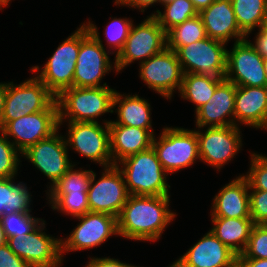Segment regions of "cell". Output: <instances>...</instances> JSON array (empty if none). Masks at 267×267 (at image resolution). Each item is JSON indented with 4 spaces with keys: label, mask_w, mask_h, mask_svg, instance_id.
Returning a JSON list of instances; mask_svg holds the SVG:
<instances>
[{
    "label": "cell",
    "mask_w": 267,
    "mask_h": 267,
    "mask_svg": "<svg viewBox=\"0 0 267 267\" xmlns=\"http://www.w3.org/2000/svg\"><path fill=\"white\" fill-rule=\"evenodd\" d=\"M169 201V196L129 195L117 218L118 236L136 241L158 240L176 215L169 210Z\"/></svg>",
    "instance_id": "1"
},
{
    "label": "cell",
    "mask_w": 267,
    "mask_h": 267,
    "mask_svg": "<svg viewBox=\"0 0 267 267\" xmlns=\"http://www.w3.org/2000/svg\"><path fill=\"white\" fill-rule=\"evenodd\" d=\"M115 91L106 83L101 87L65 89L56 97L59 126L64 119L69 122H98L97 117L107 112L113 113Z\"/></svg>",
    "instance_id": "2"
},
{
    "label": "cell",
    "mask_w": 267,
    "mask_h": 267,
    "mask_svg": "<svg viewBox=\"0 0 267 267\" xmlns=\"http://www.w3.org/2000/svg\"><path fill=\"white\" fill-rule=\"evenodd\" d=\"M116 165L121 168L129 195L170 196V185L166 180L168 173L153 147L131 155Z\"/></svg>",
    "instance_id": "3"
},
{
    "label": "cell",
    "mask_w": 267,
    "mask_h": 267,
    "mask_svg": "<svg viewBox=\"0 0 267 267\" xmlns=\"http://www.w3.org/2000/svg\"><path fill=\"white\" fill-rule=\"evenodd\" d=\"M98 28L92 22L80 26V50L78 53L73 87H101L100 82L112 67L110 57L102 44Z\"/></svg>",
    "instance_id": "4"
},
{
    "label": "cell",
    "mask_w": 267,
    "mask_h": 267,
    "mask_svg": "<svg viewBox=\"0 0 267 267\" xmlns=\"http://www.w3.org/2000/svg\"><path fill=\"white\" fill-rule=\"evenodd\" d=\"M44 110H58V105L56 97L37 76L18 85L6 83L1 130L9 121Z\"/></svg>",
    "instance_id": "5"
},
{
    "label": "cell",
    "mask_w": 267,
    "mask_h": 267,
    "mask_svg": "<svg viewBox=\"0 0 267 267\" xmlns=\"http://www.w3.org/2000/svg\"><path fill=\"white\" fill-rule=\"evenodd\" d=\"M152 147L163 169L170 174L200 160L196 130L164 127L158 141L154 136Z\"/></svg>",
    "instance_id": "6"
},
{
    "label": "cell",
    "mask_w": 267,
    "mask_h": 267,
    "mask_svg": "<svg viewBox=\"0 0 267 267\" xmlns=\"http://www.w3.org/2000/svg\"><path fill=\"white\" fill-rule=\"evenodd\" d=\"M167 47V32L153 16H148L141 24L132 25L123 49L115 56L116 72L133 61H146ZM142 60V61H141Z\"/></svg>",
    "instance_id": "7"
},
{
    "label": "cell",
    "mask_w": 267,
    "mask_h": 267,
    "mask_svg": "<svg viewBox=\"0 0 267 267\" xmlns=\"http://www.w3.org/2000/svg\"><path fill=\"white\" fill-rule=\"evenodd\" d=\"M225 44L222 41L206 37L179 47L175 53L183 73L225 77L227 70Z\"/></svg>",
    "instance_id": "8"
},
{
    "label": "cell",
    "mask_w": 267,
    "mask_h": 267,
    "mask_svg": "<svg viewBox=\"0 0 267 267\" xmlns=\"http://www.w3.org/2000/svg\"><path fill=\"white\" fill-rule=\"evenodd\" d=\"M79 50L80 28L58 46L41 71H39V66L31 68V71L38 74L37 77L55 97L65 89L73 87V76Z\"/></svg>",
    "instance_id": "9"
},
{
    "label": "cell",
    "mask_w": 267,
    "mask_h": 267,
    "mask_svg": "<svg viewBox=\"0 0 267 267\" xmlns=\"http://www.w3.org/2000/svg\"><path fill=\"white\" fill-rule=\"evenodd\" d=\"M45 221L30 234L8 238L6 244L30 267H60L62 263L61 239L43 232Z\"/></svg>",
    "instance_id": "10"
},
{
    "label": "cell",
    "mask_w": 267,
    "mask_h": 267,
    "mask_svg": "<svg viewBox=\"0 0 267 267\" xmlns=\"http://www.w3.org/2000/svg\"><path fill=\"white\" fill-rule=\"evenodd\" d=\"M110 122L104 121L103 126L99 122H68L67 146L103 167L112 166Z\"/></svg>",
    "instance_id": "11"
},
{
    "label": "cell",
    "mask_w": 267,
    "mask_h": 267,
    "mask_svg": "<svg viewBox=\"0 0 267 267\" xmlns=\"http://www.w3.org/2000/svg\"><path fill=\"white\" fill-rule=\"evenodd\" d=\"M96 173L88 188V204L90 212L106 213L118 218L128 199L123 174L117 165L104 167V172L98 181H94Z\"/></svg>",
    "instance_id": "12"
},
{
    "label": "cell",
    "mask_w": 267,
    "mask_h": 267,
    "mask_svg": "<svg viewBox=\"0 0 267 267\" xmlns=\"http://www.w3.org/2000/svg\"><path fill=\"white\" fill-rule=\"evenodd\" d=\"M140 78L148 88L171 99L173 91L181 88L183 71L175 51L166 47L161 52L140 63Z\"/></svg>",
    "instance_id": "13"
},
{
    "label": "cell",
    "mask_w": 267,
    "mask_h": 267,
    "mask_svg": "<svg viewBox=\"0 0 267 267\" xmlns=\"http://www.w3.org/2000/svg\"><path fill=\"white\" fill-rule=\"evenodd\" d=\"M263 60L249 40L235 41L233 48L227 50L225 79L236 86L265 87L267 77Z\"/></svg>",
    "instance_id": "14"
},
{
    "label": "cell",
    "mask_w": 267,
    "mask_h": 267,
    "mask_svg": "<svg viewBox=\"0 0 267 267\" xmlns=\"http://www.w3.org/2000/svg\"><path fill=\"white\" fill-rule=\"evenodd\" d=\"M80 223L65 240L61 239V254L65 251L90 249L118 234L117 217L106 213L87 212L76 217Z\"/></svg>",
    "instance_id": "15"
},
{
    "label": "cell",
    "mask_w": 267,
    "mask_h": 267,
    "mask_svg": "<svg viewBox=\"0 0 267 267\" xmlns=\"http://www.w3.org/2000/svg\"><path fill=\"white\" fill-rule=\"evenodd\" d=\"M196 131L200 160L218 170L238 153L242 147L239 127H207Z\"/></svg>",
    "instance_id": "16"
},
{
    "label": "cell",
    "mask_w": 267,
    "mask_h": 267,
    "mask_svg": "<svg viewBox=\"0 0 267 267\" xmlns=\"http://www.w3.org/2000/svg\"><path fill=\"white\" fill-rule=\"evenodd\" d=\"M59 128L58 110H44L9 121L1 131L7 138L13 137L12 143L21 154Z\"/></svg>",
    "instance_id": "17"
},
{
    "label": "cell",
    "mask_w": 267,
    "mask_h": 267,
    "mask_svg": "<svg viewBox=\"0 0 267 267\" xmlns=\"http://www.w3.org/2000/svg\"><path fill=\"white\" fill-rule=\"evenodd\" d=\"M56 131L51 136L28 147L21 156L26 157L39 169L53 186L73 166L68 159V146L65 138Z\"/></svg>",
    "instance_id": "18"
},
{
    "label": "cell",
    "mask_w": 267,
    "mask_h": 267,
    "mask_svg": "<svg viewBox=\"0 0 267 267\" xmlns=\"http://www.w3.org/2000/svg\"><path fill=\"white\" fill-rule=\"evenodd\" d=\"M237 257L209 231L170 267H237Z\"/></svg>",
    "instance_id": "19"
},
{
    "label": "cell",
    "mask_w": 267,
    "mask_h": 267,
    "mask_svg": "<svg viewBox=\"0 0 267 267\" xmlns=\"http://www.w3.org/2000/svg\"><path fill=\"white\" fill-rule=\"evenodd\" d=\"M236 85L224 79L208 102L196 111V126L227 127L234 125ZM231 117L232 119H227Z\"/></svg>",
    "instance_id": "20"
},
{
    "label": "cell",
    "mask_w": 267,
    "mask_h": 267,
    "mask_svg": "<svg viewBox=\"0 0 267 267\" xmlns=\"http://www.w3.org/2000/svg\"><path fill=\"white\" fill-rule=\"evenodd\" d=\"M205 27L207 37L227 44L229 39L236 42L246 39L239 28L231 0H215L209 7L198 13Z\"/></svg>",
    "instance_id": "21"
},
{
    "label": "cell",
    "mask_w": 267,
    "mask_h": 267,
    "mask_svg": "<svg viewBox=\"0 0 267 267\" xmlns=\"http://www.w3.org/2000/svg\"><path fill=\"white\" fill-rule=\"evenodd\" d=\"M238 122L267 130V86H236L234 125L237 127Z\"/></svg>",
    "instance_id": "22"
},
{
    "label": "cell",
    "mask_w": 267,
    "mask_h": 267,
    "mask_svg": "<svg viewBox=\"0 0 267 267\" xmlns=\"http://www.w3.org/2000/svg\"><path fill=\"white\" fill-rule=\"evenodd\" d=\"M249 183L240 175L214 196L211 217L251 218Z\"/></svg>",
    "instance_id": "23"
},
{
    "label": "cell",
    "mask_w": 267,
    "mask_h": 267,
    "mask_svg": "<svg viewBox=\"0 0 267 267\" xmlns=\"http://www.w3.org/2000/svg\"><path fill=\"white\" fill-rule=\"evenodd\" d=\"M108 126L113 165L152 147L153 129H142L119 124H108Z\"/></svg>",
    "instance_id": "24"
},
{
    "label": "cell",
    "mask_w": 267,
    "mask_h": 267,
    "mask_svg": "<svg viewBox=\"0 0 267 267\" xmlns=\"http://www.w3.org/2000/svg\"><path fill=\"white\" fill-rule=\"evenodd\" d=\"M124 96V97H123ZM119 104V105H118ZM118 105V120L109 124H119L124 126L137 127L142 129H152L151 109L147 100L135 95H122L115 91L113 97V109Z\"/></svg>",
    "instance_id": "25"
},
{
    "label": "cell",
    "mask_w": 267,
    "mask_h": 267,
    "mask_svg": "<svg viewBox=\"0 0 267 267\" xmlns=\"http://www.w3.org/2000/svg\"><path fill=\"white\" fill-rule=\"evenodd\" d=\"M210 230L223 244L237 255L247 246L254 222L252 218L212 217Z\"/></svg>",
    "instance_id": "26"
},
{
    "label": "cell",
    "mask_w": 267,
    "mask_h": 267,
    "mask_svg": "<svg viewBox=\"0 0 267 267\" xmlns=\"http://www.w3.org/2000/svg\"><path fill=\"white\" fill-rule=\"evenodd\" d=\"M225 77H213L194 73L183 74L179 93L181 98L196 105L195 112L213 96L216 87Z\"/></svg>",
    "instance_id": "27"
},
{
    "label": "cell",
    "mask_w": 267,
    "mask_h": 267,
    "mask_svg": "<svg viewBox=\"0 0 267 267\" xmlns=\"http://www.w3.org/2000/svg\"><path fill=\"white\" fill-rule=\"evenodd\" d=\"M12 178H0V217L14 212H31V195L22 182L14 183Z\"/></svg>",
    "instance_id": "28"
},
{
    "label": "cell",
    "mask_w": 267,
    "mask_h": 267,
    "mask_svg": "<svg viewBox=\"0 0 267 267\" xmlns=\"http://www.w3.org/2000/svg\"><path fill=\"white\" fill-rule=\"evenodd\" d=\"M239 28L247 35L261 28L267 11V0H231Z\"/></svg>",
    "instance_id": "29"
},
{
    "label": "cell",
    "mask_w": 267,
    "mask_h": 267,
    "mask_svg": "<svg viewBox=\"0 0 267 267\" xmlns=\"http://www.w3.org/2000/svg\"><path fill=\"white\" fill-rule=\"evenodd\" d=\"M206 31L200 15L187 19L167 32V47L176 51L179 47L206 38Z\"/></svg>",
    "instance_id": "30"
},
{
    "label": "cell",
    "mask_w": 267,
    "mask_h": 267,
    "mask_svg": "<svg viewBox=\"0 0 267 267\" xmlns=\"http://www.w3.org/2000/svg\"><path fill=\"white\" fill-rule=\"evenodd\" d=\"M162 5L165 7L164 13L157 9L156 14L154 13L151 16L158 21L166 32L187 19L198 15L191 0H173Z\"/></svg>",
    "instance_id": "31"
},
{
    "label": "cell",
    "mask_w": 267,
    "mask_h": 267,
    "mask_svg": "<svg viewBox=\"0 0 267 267\" xmlns=\"http://www.w3.org/2000/svg\"><path fill=\"white\" fill-rule=\"evenodd\" d=\"M75 164L53 186L48 195L88 194L92 170H74Z\"/></svg>",
    "instance_id": "32"
},
{
    "label": "cell",
    "mask_w": 267,
    "mask_h": 267,
    "mask_svg": "<svg viewBox=\"0 0 267 267\" xmlns=\"http://www.w3.org/2000/svg\"><path fill=\"white\" fill-rule=\"evenodd\" d=\"M42 221L44 220L32 217L30 212H14L0 217V222L4 229L6 239L18 235L21 236V234H30L42 223Z\"/></svg>",
    "instance_id": "33"
},
{
    "label": "cell",
    "mask_w": 267,
    "mask_h": 267,
    "mask_svg": "<svg viewBox=\"0 0 267 267\" xmlns=\"http://www.w3.org/2000/svg\"><path fill=\"white\" fill-rule=\"evenodd\" d=\"M48 197L52 209L61 211L65 215L79 217L90 212L88 194L48 195Z\"/></svg>",
    "instance_id": "34"
},
{
    "label": "cell",
    "mask_w": 267,
    "mask_h": 267,
    "mask_svg": "<svg viewBox=\"0 0 267 267\" xmlns=\"http://www.w3.org/2000/svg\"><path fill=\"white\" fill-rule=\"evenodd\" d=\"M9 139L0 131V178L15 177L20 163V151Z\"/></svg>",
    "instance_id": "35"
},
{
    "label": "cell",
    "mask_w": 267,
    "mask_h": 267,
    "mask_svg": "<svg viewBox=\"0 0 267 267\" xmlns=\"http://www.w3.org/2000/svg\"><path fill=\"white\" fill-rule=\"evenodd\" d=\"M237 258L267 259V224H254L244 251Z\"/></svg>",
    "instance_id": "36"
},
{
    "label": "cell",
    "mask_w": 267,
    "mask_h": 267,
    "mask_svg": "<svg viewBox=\"0 0 267 267\" xmlns=\"http://www.w3.org/2000/svg\"><path fill=\"white\" fill-rule=\"evenodd\" d=\"M132 25L133 22L126 17L123 19L114 18L107 25L104 35H106L108 46L117 50L116 55L123 49Z\"/></svg>",
    "instance_id": "37"
},
{
    "label": "cell",
    "mask_w": 267,
    "mask_h": 267,
    "mask_svg": "<svg viewBox=\"0 0 267 267\" xmlns=\"http://www.w3.org/2000/svg\"><path fill=\"white\" fill-rule=\"evenodd\" d=\"M251 167L244 175L249 183V190L267 191V157L262 154L251 155Z\"/></svg>",
    "instance_id": "38"
},
{
    "label": "cell",
    "mask_w": 267,
    "mask_h": 267,
    "mask_svg": "<svg viewBox=\"0 0 267 267\" xmlns=\"http://www.w3.org/2000/svg\"><path fill=\"white\" fill-rule=\"evenodd\" d=\"M250 215L254 224H267V191L251 190Z\"/></svg>",
    "instance_id": "39"
},
{
    "label": "cell",
    "mask_w": 267,
    "mask_h": 267,
    "mask_svg": "<svg viewBox=\"0 0 267 267\" xmlns=\"http://www.w3.org/2000/svg\"><path fill=\"white\" fill-rule=\"evenodd\" d=\"M0 267H30L7 244L0 246Z\"/></svg>",
    "instance_id": "40"
},
{
    "label": "cell",
    "mask_w": 267,
    "mask_h": 267,
    "mask_svg": "<svg viewBox=\"0 0 267 267\" xmlns=\"http://www.w3.org/2000/svg\"><path fill=\"white\" fill-rule=\"evenodd\" d=\"M85 267H137L131 264L120 262V260L110 257L103 258H91L89 263Z\"/></svg>",
    "instance_id": "41"
},
{
    "label": "cell",
    "mask_w": 267,
    "mask_h": 267,
    "mask_svg": "<svg viewBox=\"0 0 267 267\" xmlns=\"http://www.w3.org/2000/svg\"><path fill=\"white\" fill-rule=\"evenodd\" d=\"M254 49L263 57H267V32L258 29V33L256 34L255 44L250 42Z\"/></svg>",
    "instance_id": "42"
},
{
    "label": "cell",
    "mask_w": 267,
    "mask_h": 267,
    "mask_svg": "<svg viewBox=\"0 0 267 267\" xmlns=\"http://www.w3.org/2000/svg\"><path fill=\"white\" fill-rule=\"evenodd\" d=\"M154 3H160L161 0H115L116 5H127L129 7L138 8L141 10V12H144V10L149 7L150 5H153Z\"/></svg>",
    "instance_id": "43"
},
{
    "label": "cell",
    "mask_w": 267,
    "mask_h": 267,
    "mask_svg": "<svg viewBox=\"0 0 267 267\" xmlns=\"http://www.w3.org/2000/svg\"><path fill=\"white\" fill-rule=\"evenodd\" d=\"M237 267H267V259L237 258Z\"/></svg>",
    "instance_id": "44"
},
{
    "label": "cell",
    "mask_w": 267,
    "mask_h": 267,
    "mask_svg": "<svg viewBox=\"0 0 267 267\" xmlns=\"http://www.w3.org/2000/svg\"><path fill=\"white\" fill-rule=\"evenodd\" d=\"M194 8L199 13L201 10L209 7L215 0H191Z\"/></svg>",
    "instance_id": "45"
},
{
    "label": "cell",
    "mask_w": 267,
    "mask_h": 267,
    "mask_svg": "<svg viewBox=\"0 0 267 267\" xmlns=\"http://www.w3.org/2000/svg\"><path fill=\"white\" fill-rule=\"evenodd\" d=\"M6 97V83H0V131H1V118Z\"/></svg>",
    "instance_id": "46"
},
{
    "label": "cell",
    "mask_w": 267,
    "mask_h": 267,
    "mask_svg": "<svg viewBox=\"0 0 267 267\" xmlns=\"http://www.w3.org/2000/svg\"><path fill=\"white\" fill-rule=\"evenodd\" d=\"M6 242H7V239H6V236L4 233V229H3L1 222H0V246L5 245Z\"/></svg>",
    "instance_id": "47"
},
{
    "label": "cell",
    "mask_w": 267,
    "mask_h": 267,
    "mask_svg": "<svg viewBox=\"0 0 267 267\" xmlns=\"http://www.w3.org/2000/svg\"><path fill=\"white\" fill-rule=\"evenodd\" d=\"M261 29L267 32V11L264 15V19L261 25Z\"/></svg>",
    "instance_id": "48"
},
{
    "label": "cell",
    "mask_w": 267,
    "mask_h": 267,
    "mask_svg": "<svg viewBox=\"0 0 267 267\" xmlns=\"http://www.w3.org/2000/svg\"><path fill=\"white\" fill-rule=\"evenodd\" d=\"M263 63H264L265 74H266V77H267V57L264 58Z\"/></svg>",
    "instance_id": "49"
},
{
    "label": "cell",
    "mask_w": 267,
    "mask_h": 267,
    "mask_svg": "<svg viewBox=\"0 0 267 267\" xmlns=\"http://www.w3.org/2000/svg\"><path fill=\"white\" fill-rule=\"evenodd\" d=\"M5 6H7L9 4V2H11V0H0Z\"/></svg>",
    "instance_id": "50"
},
{
    "label": "cell",
    "mask_w": 267,
    "mask_h": 267,
    "mask_svg": "<svg viewBox=\"0 0 267 267\" xmlns=\"http://www.w3.org/2000/svg\"><path fill=\"white\" fill-rule=\"evenodd\" d=\"M171 1H173V0H161V4L168 3V2H171Z\"/></svg>",
    "instance_id": "51"
},
{
    "label": "cell",
    "mask_w": 267,
    "mask_h": 267,
    "mask_svg": "<svg viewBox=\"0 0 267 267\" xmlns=\"http://www.w3.org/2000/svg\"><path fill=\"white\" fill-rule=\"evenodd\" d=\"M2 7H5V5L0 1V9H2Z\"/></svg>",
    "instance_id": "52"
}]
</instances>
